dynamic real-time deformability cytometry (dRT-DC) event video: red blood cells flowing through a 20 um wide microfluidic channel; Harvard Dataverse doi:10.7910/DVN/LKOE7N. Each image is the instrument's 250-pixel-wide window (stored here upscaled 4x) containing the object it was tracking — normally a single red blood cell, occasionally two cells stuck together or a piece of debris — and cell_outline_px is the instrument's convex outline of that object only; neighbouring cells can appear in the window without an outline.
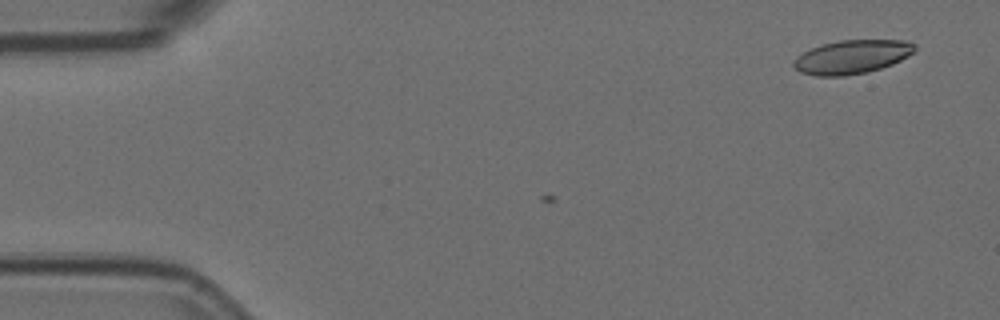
{"species": "Egyptian fruit bat (a non-hibernating species)", "species_latin": "Rousettus aegyptiacus", "temperature_condition": "room temperature", "stored_images_in_passage": 8, "camera_frame_rate_fps": 3000, "um_per_image_px": 0.085, "animal": {"sex": "female"}, "frame": {"image": 1, "passage_image": 8, "time_ms": 2.333, "image_size_px": [1000, 320], "cell_outline_px": [[916, 52], [892, 64], [868, 72], [844, 76], [816, 76], [800, 72], [792, 64], [792, 60], [796, 56], [820, 44], [840, 40], [908, 40], [916, 44]], "centroid_in_image_um": [72.43, 4.83], "position_along_channel_um": 12.6, "area_um2": 24.04}}